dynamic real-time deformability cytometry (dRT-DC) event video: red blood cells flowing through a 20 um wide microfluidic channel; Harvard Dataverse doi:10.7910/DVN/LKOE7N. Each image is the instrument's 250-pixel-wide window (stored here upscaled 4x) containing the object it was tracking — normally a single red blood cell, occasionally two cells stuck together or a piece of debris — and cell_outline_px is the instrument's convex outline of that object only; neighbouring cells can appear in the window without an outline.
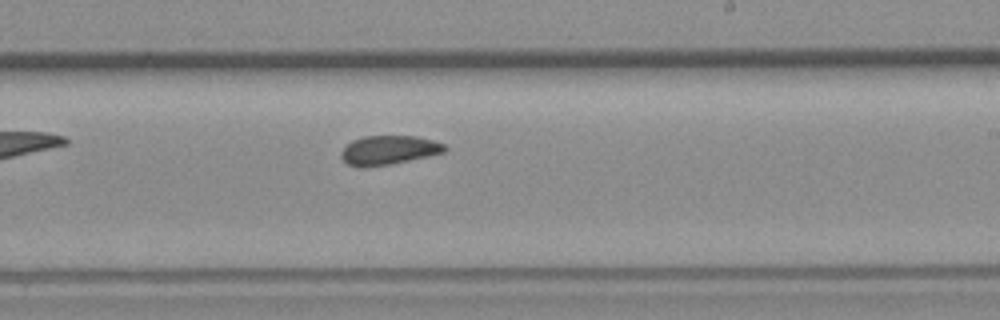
{"species": "common noctule bat (a hibernating species)", "species_latin": "Nyctalus noctula", "temperature_condition": "room temperature", "stored_images_in_passage": 9, "camera_frame_rate_fps": 3000, "um_per_image_px": 0.085, "animal": {"sex": "female", "body_mass_g": 19.3, "forearm_length_mm": 54.1}, "frame": {"image": 1, "passage_image": 9, "time_ms": 10.0, "image_size_px": [1000, 320], "cell_outline_px": [[448, 148], [444, 152], [428, 156], [388, 164], [364, 168], [360, 168], [348, 164], [340, 156], [340, 152], [352, 140], [364, 136], [416, 136], [432, 140], [444, 144]], "centroid_in_image_um": [33.02, 12.76], "position_along_channel_um": 256.0, "area_um2": 17.46}}